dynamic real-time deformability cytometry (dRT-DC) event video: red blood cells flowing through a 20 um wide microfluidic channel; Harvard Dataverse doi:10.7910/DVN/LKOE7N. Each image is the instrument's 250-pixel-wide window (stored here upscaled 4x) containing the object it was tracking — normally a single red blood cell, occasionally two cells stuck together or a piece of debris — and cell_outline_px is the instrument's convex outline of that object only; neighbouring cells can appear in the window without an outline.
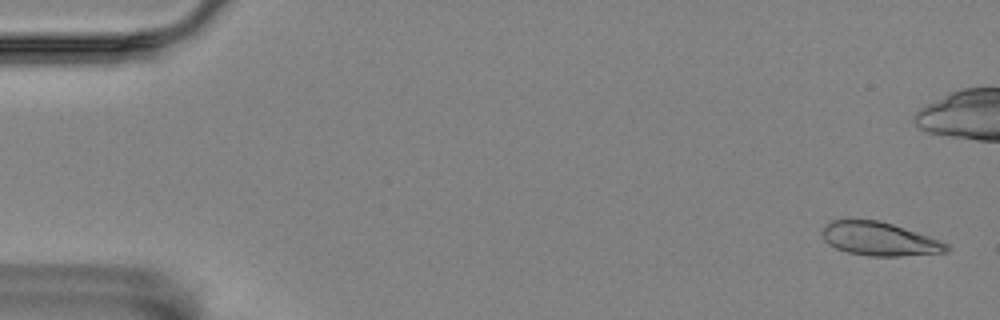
{"species": "Egyptian fruit bat (a non-hibernating species)", "species_latin": "Rousettus aegyptiacus", "temperature_condition": "room temperature", "stored_images_in_passage": 50, "camera_frame_rate_fps": 3000, "um_per_image_px": 0.085, "animal": {"sex": "female"}, "frame": {"image": 1, "passage_image": 2, "time_ms": 0.333, "image_size_px": [1000, 320], "cell_outline_px": [[952, 248], [948, 252], [900, 256], [868, 256], [848, 252], [836, 248], [828, 244], [824, 240], [820, 232], [832, 220], [876, 220], [892, 224], [940, 240], [948, 244]], "centroid_in_image_um": [74.76, 20.32], "position_along_channel_um": 10.2, "area_um2": 24.16}}
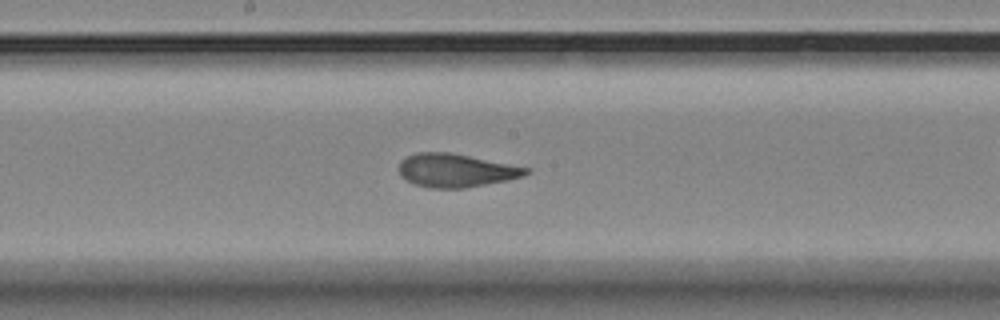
{"frame": {"image": 2, "passage_image": 30, "time_ms": 9.667, "image_size_px": [1000, 320], "cell_outline_px": [[532, 172], [524, 176], [508, 180], [464, 188], [428, 188], [416, 184], [408, 180], [400, 172], [400, 160], [416, 152], [448, 152], [532, 168]], "centroid_in_image_um": [38.81, 14.48], "position_along_channel_um": 209.4, "area_um2": 24.57}}
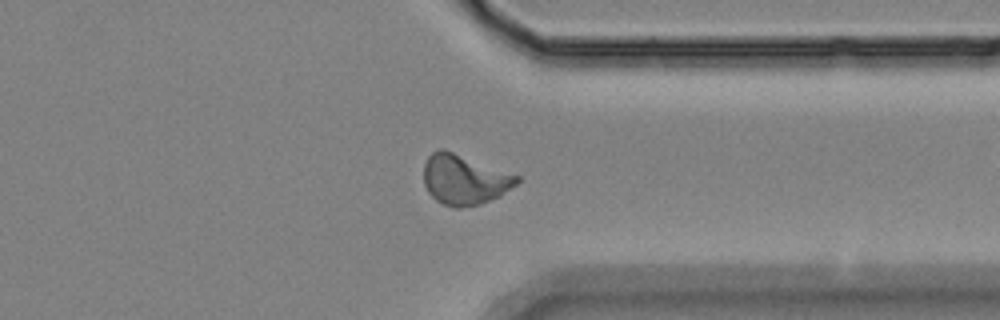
{"frame": {"image": 3, "passage_image": 44, "time_ms": 14.333, "image_size_px": [1000, 320], "cell_outline_px": [[520, 180], [516, 184], [500, 196], [480, 204], [460, 208], [452, 208], [436, 200], [428, 192], [424, 184], [424, 164], [428, 156], [432, 152], [440, 148], [444, 148], [520, 176]], "centroid_in_image_um": [39.46, 15.26], "position_along_channel_um": 371.9, "area_um2": 27.28}}